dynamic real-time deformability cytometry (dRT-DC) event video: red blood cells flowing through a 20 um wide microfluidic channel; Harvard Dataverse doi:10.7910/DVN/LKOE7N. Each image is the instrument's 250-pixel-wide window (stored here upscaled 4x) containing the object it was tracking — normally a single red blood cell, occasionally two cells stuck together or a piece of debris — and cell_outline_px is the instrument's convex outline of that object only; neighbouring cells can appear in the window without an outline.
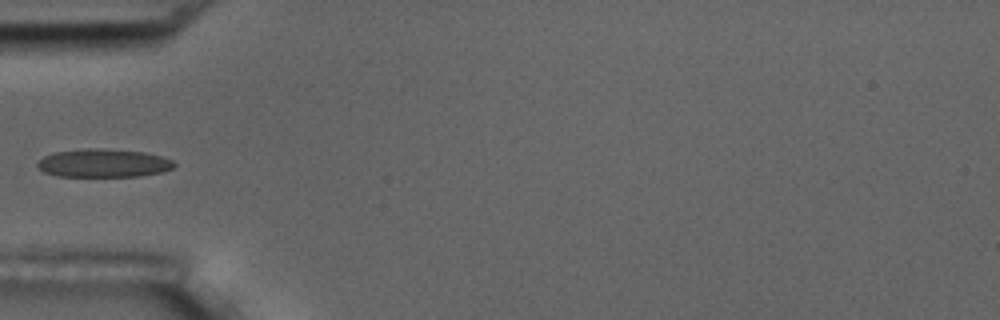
{"species": "common noctule bat (a hibernating species)", "species_latin": "Nyctalus noctula", "temperature_condition": "room temperature", "stored_images_in_passage": 6, "camera_frame_rate_fps": 3000, "um_per_image_px": 0.085, "animal": {"sex": "male", "body_mass_g": 17.5, "forearm_length_mm": 52.3}, "frame": {"image": 1, "passage_image": 5, "time_ms": 5.667, "image_size_px": [1000, 320], "cell_outline_px": [[176, 164], [172, 168], [164, 172], [140, 176], [56, 176], [44, 172], [36, 164], [44, 156], [56, 152], [84, 148], [100, 148], [144, 152], [160, 156], [172, 160]], "centroid_in_image_um": [8.81, 13.86], "position_along_channel_um": 76.2, "area_um2": 22.48}}